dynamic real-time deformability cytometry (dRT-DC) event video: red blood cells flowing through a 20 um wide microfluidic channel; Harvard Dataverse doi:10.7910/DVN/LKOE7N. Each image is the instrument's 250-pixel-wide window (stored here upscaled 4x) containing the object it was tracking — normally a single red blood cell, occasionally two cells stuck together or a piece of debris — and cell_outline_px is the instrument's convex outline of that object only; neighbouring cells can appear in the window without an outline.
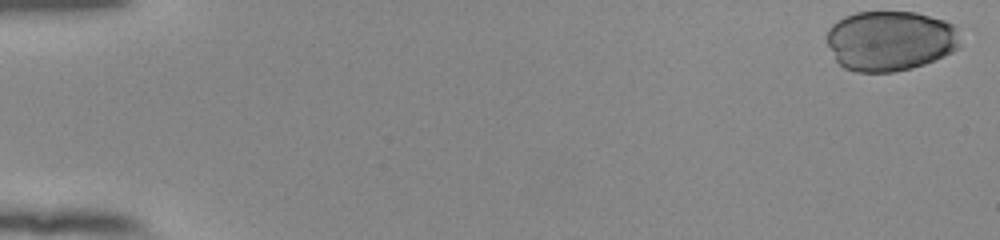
{"species": "human", "species_latin": "Homo sapiens", "temperature_condition": "room temperature", "stored_images_in_passage": 47, "camera_frame_rate_fps": 3000, "um_per_image_px": 0.085, "donor": {"sex": "female"}, "frame": {"image": 1, "passage_image": 1, "time_ms": 0.0, "image_size_px": [1000, 240], "cell_outline_px": [[956, 48], [952, 52], [944, 56], [924, 64], [912, 68], [892, 72], [856, 72], [844, 68], [836, 60], [828, 44], [828, 28], [832, 24], [844, 16], [856, 12], [916, 12], [944, 20], [956, 24]], "centroid_in_image_um": [75.63, 3.46], "position_along_channel_um": 9.4, "area_um2": 46.53}}
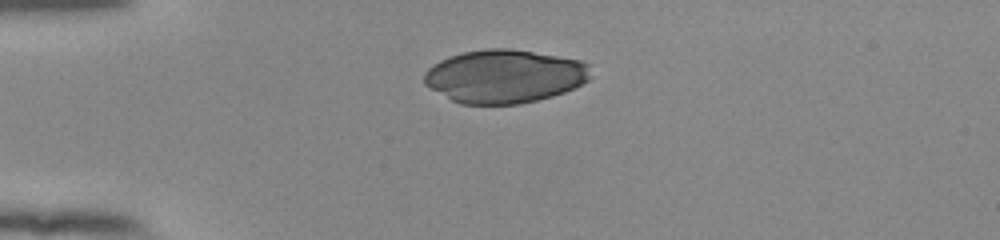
{"frame": {"image": 2, "passage_image": 14, "time_ms": 4.333, "image_size_px": [1000, 240], "cell_outline_px": [[592, 76], [588, 80], [564, 92], [552, 96], [520, 104], [460, 104], [452, 100], [424, 84], [424, 72], [428, 68], [440, 60], [448, 56], [464, 52], [488, 48], [508, 48], [580, 60], [588, 64]], "centroid_in_image_um": [42.87, 6.48], "position_along_channel_um": 42.1, "area_um2": 51.56}}